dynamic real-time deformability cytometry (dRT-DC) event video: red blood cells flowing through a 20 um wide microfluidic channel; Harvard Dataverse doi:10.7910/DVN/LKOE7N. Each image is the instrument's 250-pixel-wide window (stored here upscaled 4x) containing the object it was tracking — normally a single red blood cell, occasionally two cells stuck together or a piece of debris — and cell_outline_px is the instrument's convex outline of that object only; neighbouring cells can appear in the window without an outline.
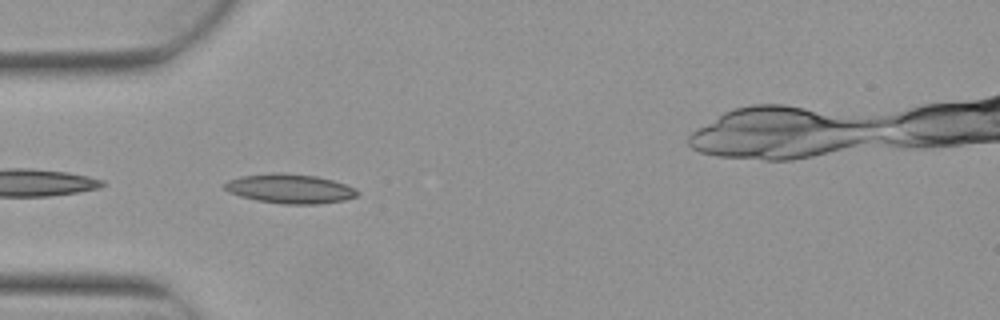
{"species": "Egyptian fruit bat (a non-hibernating species)", "species_latin": "Rousettus aegyptiacus", "temperature_condition": "warm", "stored_images_in_passage": 7, "camera_frame_rate_fps": 3000, "um_per_image_px": 0.085, "animal": {"sex": "female"}, "frame": {"image": 1, "passage_image": 5, "time_ms": 1.333, "image_size_px": [1000, 320], "cell_outline_px": [[360, 192], [356, 196], [344, 200], [316, 204], [284, 204], [256, 200], [240, 196], [228, 192], [224, 188], [224, 184], [228, 180], [240, 176], [280, 172], [316, 176], [332, 180], [356, 188]], "centroid_in_image_um": [24.63, 16.04], "position_along_channel_um": 60.4, "area_um2": 22.66}}
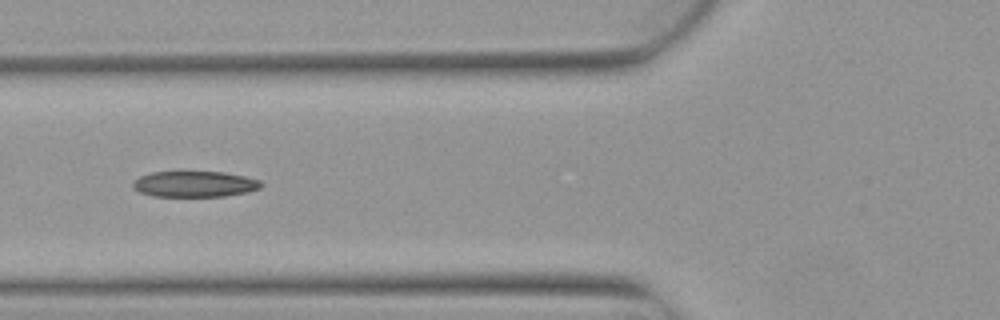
{"frame": {"image": 2, "passage_image": 6, "time_ms": 1.667, "image_size_px": [1000, 320], "cell_outline_px": [[264, 184], [260, 188], [248, 192], [224, 196], [152, 196], [140, 192], [132, 188], [132, 180], [140, 176], [152, 172], [176, 168], [180, 168], [224, 172], [244, 176], [260, 180]], "centroid_in_image_um": [16.48, 15.58], "position_along_channel_um": 109.3, "area_um2": 20.52}}
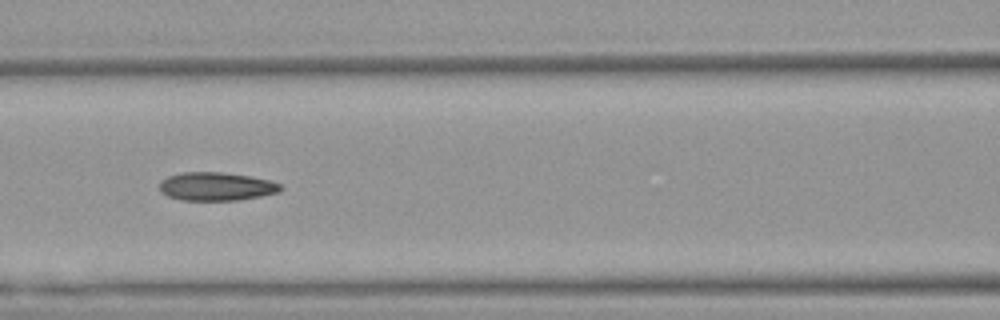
{"frame": {"image": 3, "passage_image": 7, "time_ms": 2.0, "image_size_px": [1000, 320], "cell_outline_px": [[284, 188], [280, 192], [240, 200], [180, 200], [168, 196], [160, 192], [160, 180], [168, 176], [184, 172], [220, 172], [252, 176], [268, 180], [280, 184]], "centroid_in_image_um": [18.39, 15.85], "position_along_channel_um": 148.2, "area_um2": 20.11}}